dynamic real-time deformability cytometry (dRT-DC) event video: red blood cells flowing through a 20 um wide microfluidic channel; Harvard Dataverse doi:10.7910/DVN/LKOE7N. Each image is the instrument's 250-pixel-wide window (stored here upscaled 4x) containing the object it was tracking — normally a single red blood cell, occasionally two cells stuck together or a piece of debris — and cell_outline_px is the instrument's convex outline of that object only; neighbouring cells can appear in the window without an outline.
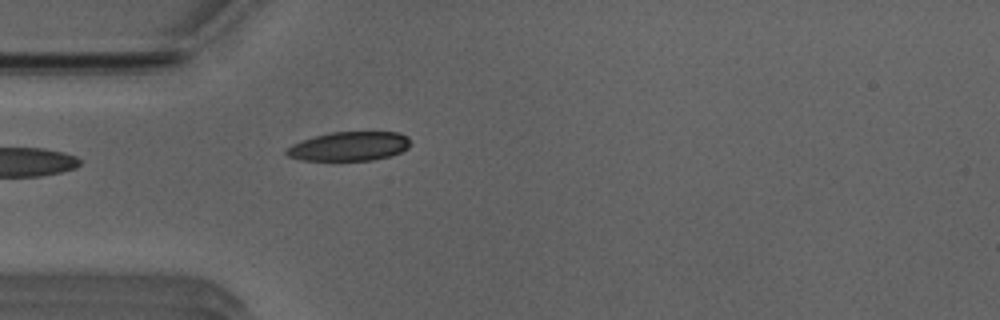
{"species": "Egyptian fruit bat (a non-hibernating species)", "species_latin": "Rousettus aegyptiacus", "temperature_condition": "room temperature", "stored_images_in_passage": 4, "camera_frame_rate_fps": 3000, "um_per_image_px": 0.085, "animal": {"sex": "male"}, "frame": {"image": 1, "passage_image": 1, "time_ms": 0.0, "image_size_px": [1000, 320], "cell_outline_px": [[408, 148], [400, 152], [388, 156], [372, 160], [304, 160], [288, 156], [284, 152], [292, 144], [316, 136], [332, 132], [400, 132], [408, 136]], "centroid_in_image_um": [29.69, 12.43], "position_along_channel_um": 55.3, "area_um2": 20.69}}